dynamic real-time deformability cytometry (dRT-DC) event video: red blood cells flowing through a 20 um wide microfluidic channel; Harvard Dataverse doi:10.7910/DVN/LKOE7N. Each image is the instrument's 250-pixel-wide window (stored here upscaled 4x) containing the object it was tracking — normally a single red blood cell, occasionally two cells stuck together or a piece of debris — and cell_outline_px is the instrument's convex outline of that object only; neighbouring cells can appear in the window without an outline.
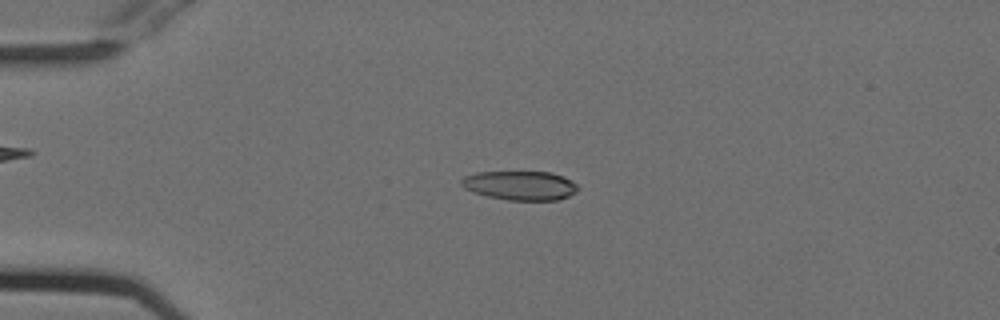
{"species": "Egyptian fruit bat (a non-hibernating species)", "species_latin": "Rousettus aegyptiacus", "temperature_condition": "cold", "stored_images_in_passage": 38, "camera_frame_rate_fps": 3000, "um_per_image_px": 0.085, "animal": {"sex": "female"}, "frame": {"image": 1, "passage_image": 5, "time_ms": 1.333, "image_size_px": [1000, 320], "cell_outline_px": [[580, 188], [576, 192], [568, 196], [556, 200], [508, 200], [488, 196], [472, 192], [464, 188], [460, 184], [460, 180], [464, 176], [476, 172], [552, 172], [576, 184]], "centroid_in_image_um": [44.17, 15.76], "position_along_channel_um": 40.8, "area_um2": 19.71}}
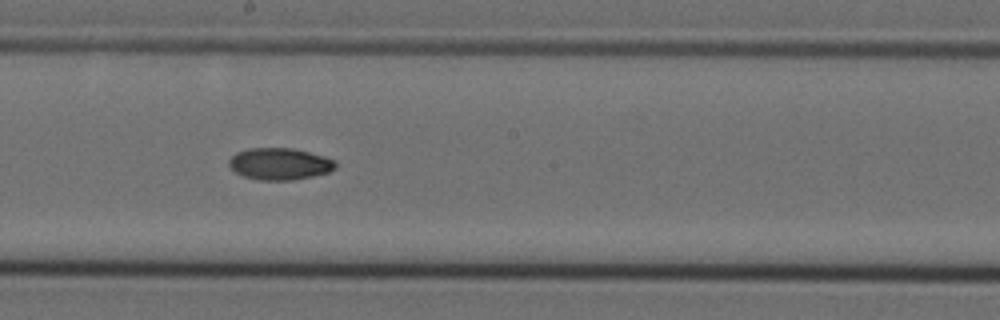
{"frame": {"image": 2, "passage_image": 22, "time_ms": 7.0, "image_size_px": [1000, 320], "cell_outline_px": [[336, 168], [328, 172], [312, 176], [292, 180], [260, 180], [244, 176], [236, 172], [228, 164], [228, 160], [236, 152], [248, 148], [292, 148], [324, 156], [336, 160]], "centroid_in_image_um": [23.77, 13.92], "position_along_channel_um": 224.4, "area_um2": 19.71}}
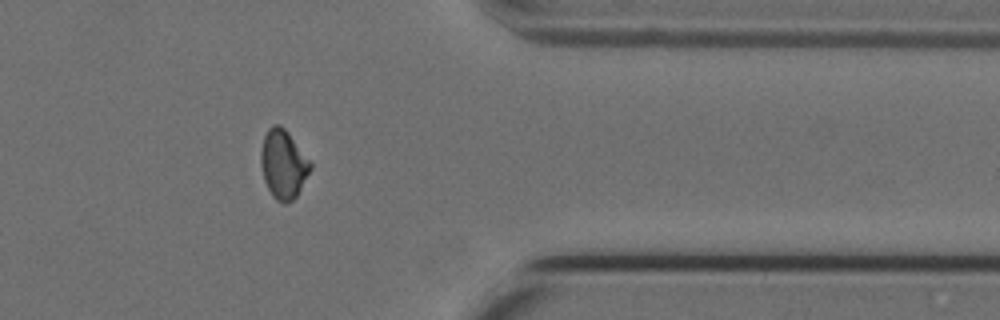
{"frame": {"image": 3, "passage_image": 36, "time_ms": 11.667, "image_size_px": [1000, 320], "cell_outline_px": [[312, 168], [296, 196], [292, 200], [284, 204], [276, 200], [272, 196], [264, 180], [260, 164], [260, 152], [264, 136], [268, 128], [272, 124], [280, 124], [288, 132], [312, 164]], "centroid_in_image_um": [24.06, 13.95], "position_along_channel_um": 387.3, "area_um2": 19.83}}